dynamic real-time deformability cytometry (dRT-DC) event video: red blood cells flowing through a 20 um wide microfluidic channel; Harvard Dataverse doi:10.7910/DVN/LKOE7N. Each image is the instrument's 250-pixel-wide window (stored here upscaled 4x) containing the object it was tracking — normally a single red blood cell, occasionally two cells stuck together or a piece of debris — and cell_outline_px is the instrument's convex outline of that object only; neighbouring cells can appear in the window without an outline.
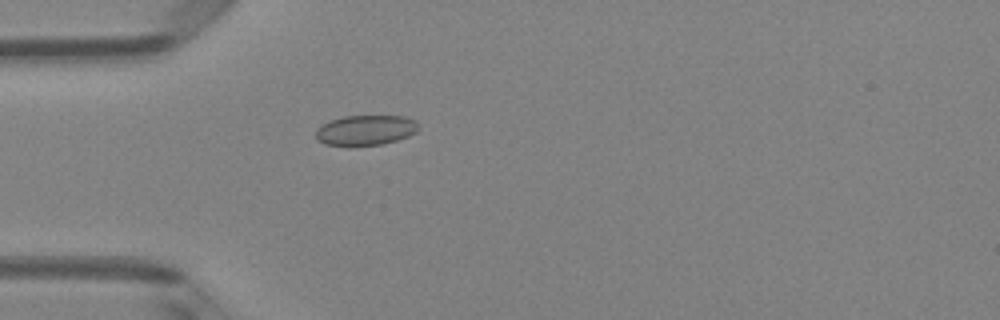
{"species": "Egyptian fruit bat (a non-hibernating species)", "species_latin": "Rousettus aegyptiacus", "temperature_condition": "room temperature", "stored_images_in_passage": 37, "camera_frame_rate_fps": 3000, "um_per_image_px": 0.085, "animal": {"sex": "female"}, "frame": {"image": 1, "passage_image": 1, "time_ms": 0.0, "image_size_px": [1000, 320], "cell_outline_px": [[416, 132], [408, 136], [396, 140], [380, 144], [324, 144], [316, 140], [316, 128], [332, 120], [344, 116], [404, 116], [416, 120]], "centroid_in_image_um": [31.07, 11.04], "position_along_channel_um": 53.9, "area_um2": 17.51}}
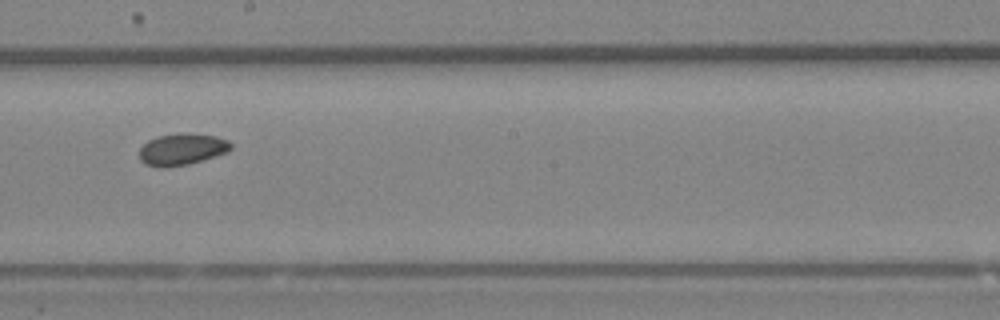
{"frame": {"image": 2, "passage_image": 15, "time_ms": 4.667, "image_size_px": [1000, 320], "cell_outline_px": [[232, 148], [228, 152], [188, 164], [144, 164], [140, 160], [140, 148], [148, 140], [156, 136], [180, 132], [184, 132], [216, 136], [228, 140], [232, 144]], "centroid_in_image_um": [15.52, 12.62], "position_along_channel_um": 232.7, "area_um2": 16.42}}
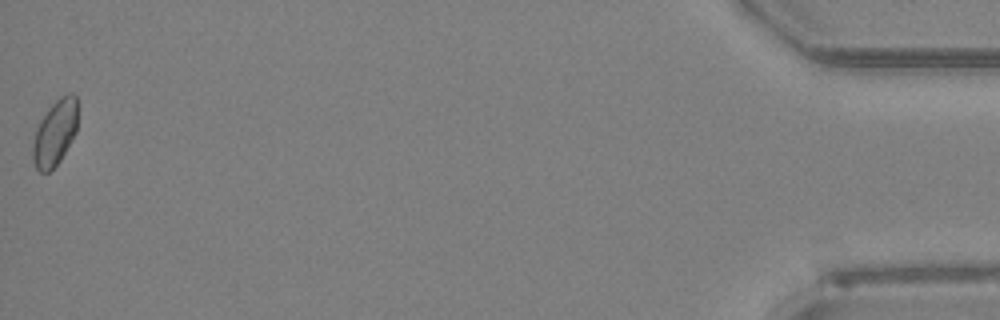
{"frame": {"image": 3, "passage_image": 37, "time_ms": 12.0, "image_size_px": [1000, 320], "cell_outline_px": [[76, 132], [60, 160], [48, 172], [40, 172], [36, 168], [32, 160], [32, 144], [36, 128], [40, 120], [48, 108], [60, 96], [68, 92], [72, 92], [76, 96]], "centroid_in_image_um": [4.64, 11.28], "position_along_channel_um": 430.6, "area_um2": 17.11}, "authors_computed_cell_mechanics": {"area_um2": 16.7042, "velocity_mm_per_s": 3.9944, "shape_relaxation_time_tau1_ms": null, "shape_relaxation_time_tau2_ms": 0.9373, "deformation_change_tau1": null, "deformation_change_tau2": 0.0266}}